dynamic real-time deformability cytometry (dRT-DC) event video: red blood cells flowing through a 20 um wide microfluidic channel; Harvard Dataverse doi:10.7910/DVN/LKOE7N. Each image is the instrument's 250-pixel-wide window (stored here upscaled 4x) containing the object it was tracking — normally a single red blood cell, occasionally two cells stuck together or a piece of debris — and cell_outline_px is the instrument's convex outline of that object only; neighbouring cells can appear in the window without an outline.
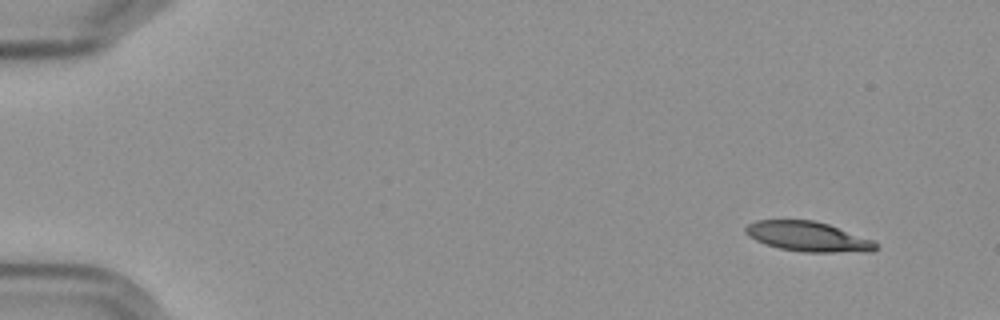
{"species": "Egyptian fruit bat (a non-hibernating species)", "species_latin": "Rousettus aegyptiacus", "temperature_condition": "cold", "stored_images_in_passage": 5, "camera_frame_rate_fps": 3000, "um_per_image_px": 0.085, "frame": {"image": 1, "passage_image": 1, "time_ms": 0.0, "image_size_px": [1000, 320], "cell_outline_px": [[880, 248], [872, 252], [804, 252], [780, 248], [764, 244], [748, 236], [744, 232], [744, 228], [748, 224], [756, 220], [812, 220], [828, 224], [872, 240]], "centroid_in_image_um": [68.67, 20.11], "position_along_channel_um": 16.3, "area_um2": 22.66}}